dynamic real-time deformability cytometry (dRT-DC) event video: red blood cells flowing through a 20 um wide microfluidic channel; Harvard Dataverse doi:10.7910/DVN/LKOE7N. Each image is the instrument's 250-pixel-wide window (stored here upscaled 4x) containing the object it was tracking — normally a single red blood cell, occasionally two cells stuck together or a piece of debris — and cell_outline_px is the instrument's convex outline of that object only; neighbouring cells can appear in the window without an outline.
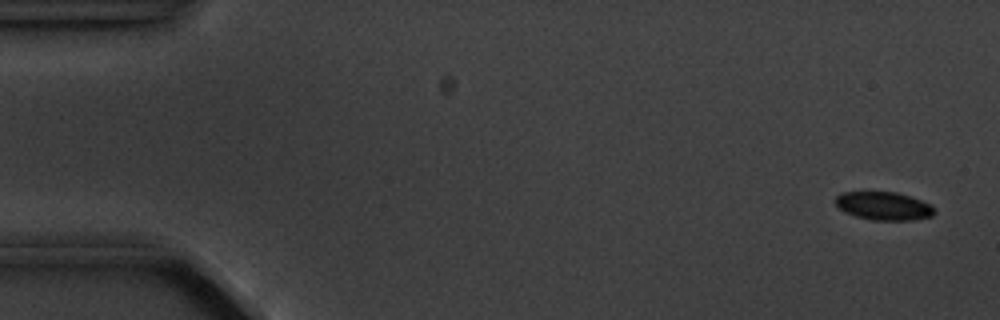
{"species": "common noctule bat (a hibernating species)", "species_latin": "Nyctalus noctula", "temperature_condition": "cold", "stored_images_in_passage": 5, "camera_frame_rate_fps": 3000, "um_per_image_px": 0.085, "animal": {"sex": "male", "body_mass_g": 20.1, "forearm_length_mm": 53.5}, "frame": {"image": 1, "passage_image": 1, "time_ms": 0.0, "image_size_px": [1000, 320], "cell_outline_px": [[936, 212], [932, 216], [912, 220], [872, 220], [856, 216], [844, 212], [836, 204], [836, 196], [840, 192], [896, 192], [932, 204]], "centroid_in_image_um": [75.13, 17.51], "position_along_channel_um": 9.9, "area_um2": 16.24}}